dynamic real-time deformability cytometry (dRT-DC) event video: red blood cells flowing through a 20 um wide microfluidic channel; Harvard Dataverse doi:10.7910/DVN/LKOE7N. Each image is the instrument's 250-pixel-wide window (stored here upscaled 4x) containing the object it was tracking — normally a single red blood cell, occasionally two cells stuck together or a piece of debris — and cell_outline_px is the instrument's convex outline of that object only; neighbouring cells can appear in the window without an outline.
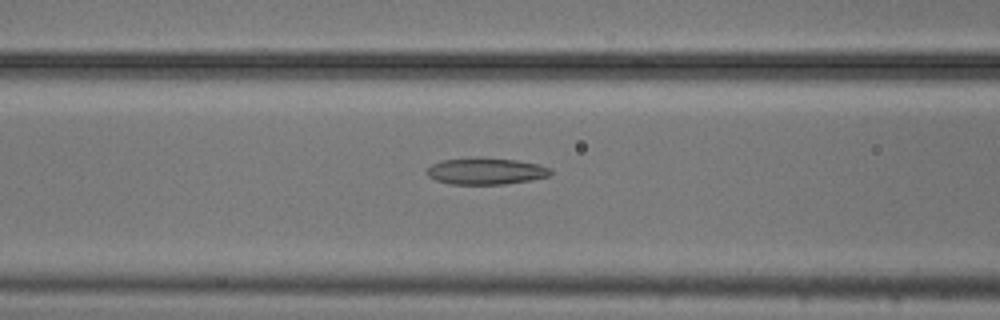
{"species": "common noctule bat (a hibernating species)", "species_latin": "Nyctalus noctula", "temperature_condition": "cold", "stored_images_in_passage": 50, "camera_frame_rate_fps": 3000, "um_per_image_px": 0.085, "animal": {"sex": "male", "body_mass_g": 20.5, "forearm_length_mm": 52.5}, "frame": {"image": 1, "passage_image": 22, "time_ms": 7.0, "image_size_px": [1000, 320], "cell_outline_px": [[552, 176], [532, 180], [504, 184], [448, 184], [436, 180], [428, 176], [428, 168], [432, 164], [440, 160], [476, 156], [516, 160], [540, 164], [552, 168]], "centroid_in_image_um": [41.34, 14.53], "position_along_channel_um": 125.3, "area_um2": 19.65}}
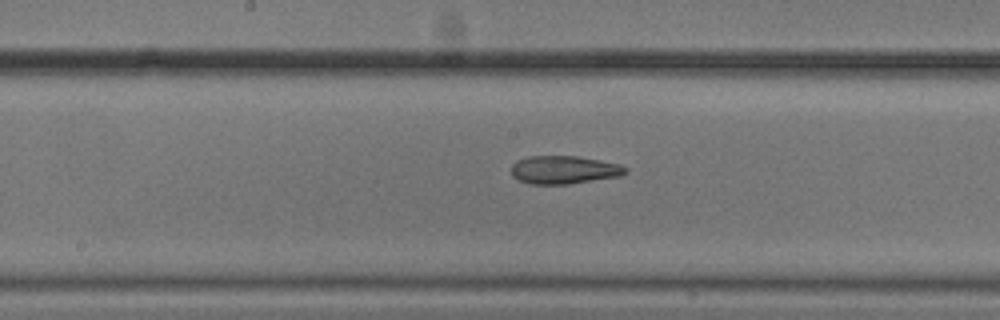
{"frame": {"image": 2, "passage_image": 28, "time_ms": 9.0, "image_size_px": [1000, 320], "cell_outline_px": [[628, 172], [620, 176], [568, 184], [528, 184], [512, 176], [512, 164], [516, 160], [528, 156], [576, 156], [600, 160], [620, 164], [628, 168]], "centroid_in_image_um": [47.94, 14.43], "position_along_channel_um": 200.3, "area_um2": 18.79}}
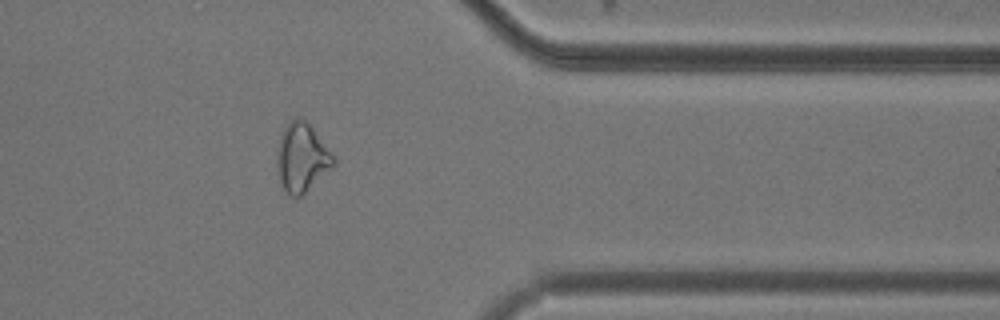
{"frame": {"image": 3, "passage_image": 44, "time_ms": 14.333, "image_size_px": [1000, 320], "cell_outline_px": [[336, 164], [332, 168], [300, 196], [292, 196], [284, 188], [280, 180], [276, 164], [276, 156], [280, 136], [284, 128], [296, 116], [300, 116], [312, 128], [336, 160]], "centroid_in_image_um": [25.64, 13.38], "position_along_channel_um": 385.8, "area_um2": 22.08}, "authors_computed_cell_mechanics": {"area_um2": 20.5768, "velocity_mm_per_s": 3.732, "shape_relaxation_time_tau1_ms": 5.5684, "shape_relaxation_time_tau2_ms": 2.6541, "deformation_change_tau1": 0.1509, "deformation_change_tau2": 0.1152}}